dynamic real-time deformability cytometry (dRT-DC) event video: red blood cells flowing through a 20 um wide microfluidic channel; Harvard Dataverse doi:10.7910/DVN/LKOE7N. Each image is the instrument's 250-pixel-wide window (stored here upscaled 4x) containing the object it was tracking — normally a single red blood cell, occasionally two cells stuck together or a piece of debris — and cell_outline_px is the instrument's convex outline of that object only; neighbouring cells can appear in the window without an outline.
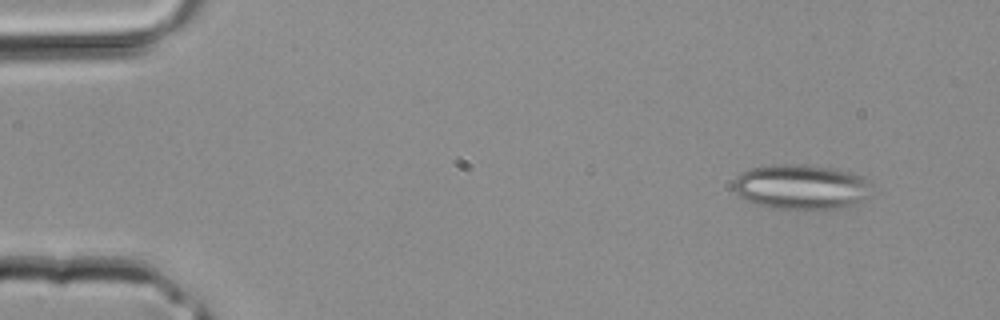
{"species": "common noctule bat (a hibernating species)", "species_latin": "Nyctalus noctula", "temperature_condition": "room temperature", "stored_images_in_passage": 3, "camera_frame_rate_fps": 3000, "um_per_image_px": 0.085, "animal": {"sex": "male", "body_mass_g": 20.4}, "frame": {"image": 1, "passage_image": 1, "time_ms": 0.0, "image_size_px": [1000, 320], "cell_outline_px": [[872, 184], [864, 196], [860, 200], [852, 204], [840, 208], [772, 208], [756, 204], [740, 196], [732, 188], [732, 180], [740, 172], [748, 168], [772, 164], [796, 164], [828, 168], [848, 172], [860, 176]], "centroid_in_image_um": [67.97, 15.86], "position_along_channel_um": 17.0, "area_um2": 35.6}}
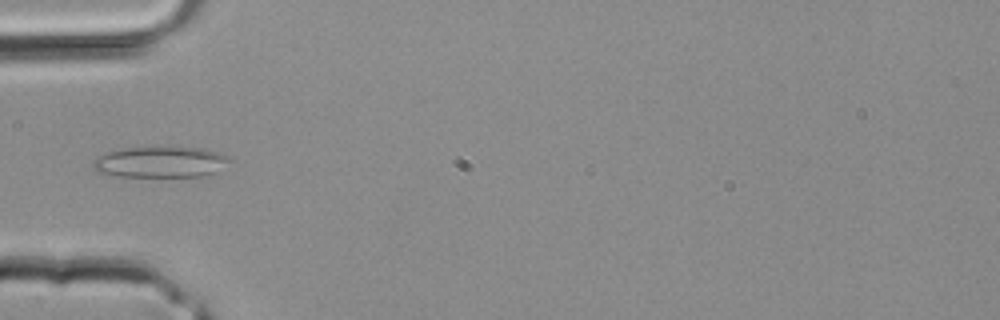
{"frame": {"image": 2, "passage_image": 3, "time_ms": 0.667, "image_size_px": [1000, 320], "cell_outline_px": [[232, 160], [216, 172], [208, 176], [112, 176], [96, 172], [92, 168], [92, 164], [100, 156], [108, 152], [128, 148], [168, 144], [208, 148], [220, 152], [228, 156]], "centroid_in_image_um": [13.71, 13.73], "position_along_channel_um": 71.3, "area_um2": 25.66}}